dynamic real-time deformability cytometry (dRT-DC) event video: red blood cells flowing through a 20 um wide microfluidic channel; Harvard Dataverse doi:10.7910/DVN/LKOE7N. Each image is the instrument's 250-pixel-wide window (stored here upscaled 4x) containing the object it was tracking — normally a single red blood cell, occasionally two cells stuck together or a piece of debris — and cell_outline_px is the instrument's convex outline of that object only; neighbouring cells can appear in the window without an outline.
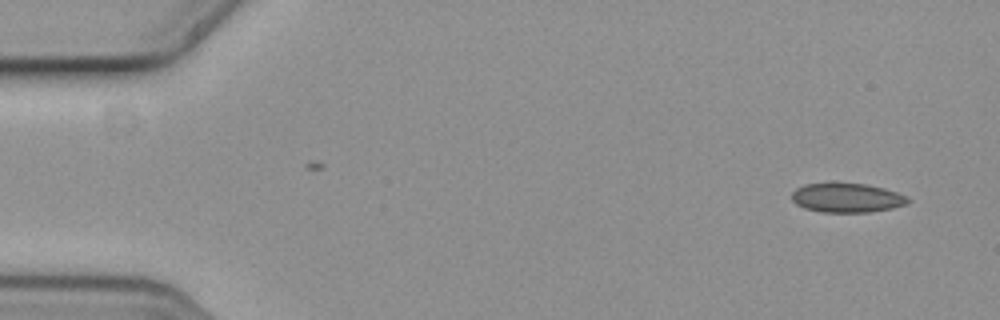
{"species": "common noctule bat (a hibernating species)", "species_latin": "Nyctalus noctula", "temperature_condition": "cold", "stored_images_in_passage": 4, "camera_frame_rate_fps": 3000, "um_per_image_px": 0.085, "animal": {"sex": "female", "body_mass_g": 19.3, "forearm_length_mm": 54.1}, "frame": {"image": 1, "passage_image": 1, "time_ms": 0.0, "image_size_px": [1000, 320], "cell_outline_px": [[908, 204], [892, 208], [872, 212], [820, 212], [804, 208], [796, 204], [792, 200], [792, 192], [796, 188], [804, 184], [864, 184], [884, 188], [896, 192], [904, 196], [908, 200]], "centroid_in_image_um": [71.96, 16.83], "position_along_channel_um": 13.0, "area_um2": 19.54}}
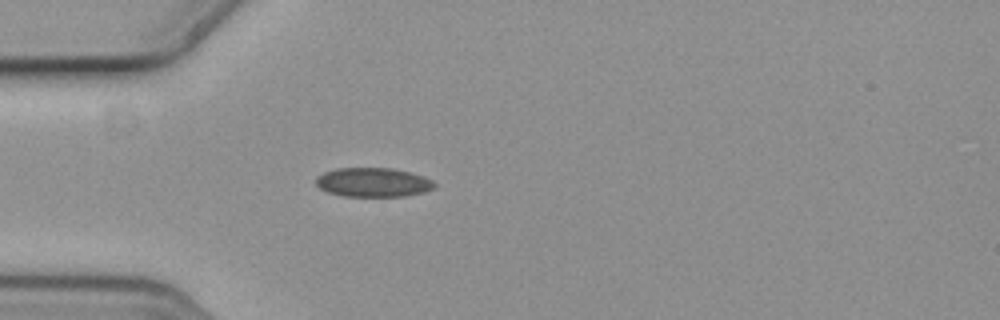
{"frame": {"image": 2, "passage_image": 4, "time_ms": 1.0, "image_size_px": [1000, 320], "cell_outline_px": [[436, 188], [424, 192], [404, 196], [344, 196], [328, 192], [320, 188], [316, 184], [316, 176], [324, 172], [336, 168], [392, 168], [424, 176], [432, 180], [436, 184]], "centroid_in_image_um": [31.72, 15.49], "position_along_channel_um": 53.3, "area_um2": 20.17}}